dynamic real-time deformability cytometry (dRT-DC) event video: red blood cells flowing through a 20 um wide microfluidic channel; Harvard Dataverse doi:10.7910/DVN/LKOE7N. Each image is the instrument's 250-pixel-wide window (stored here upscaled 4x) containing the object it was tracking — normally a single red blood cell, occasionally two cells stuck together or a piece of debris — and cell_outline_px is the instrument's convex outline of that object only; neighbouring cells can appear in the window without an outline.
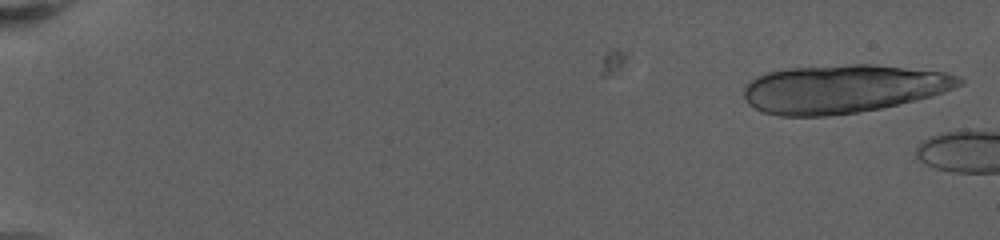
{"species": "human", "species_latin": "Homo sapiens", "temperature_condition": "warm", "stored_images_in_passage": 8, "camera_frame_rate_fps": 3000, "um_per_image_px": 0.085, "donor": {"sex": "female"}, "frame": {"image": 1, "passage_image": 8, "time_ms": 4.0, "image_size_px": [1000, 240], "cell_outline_px": [[964, 84], [944, 92], [932, 96], [916, 100], [880, 108], [856, 112], [828, 116], [780, 116], [764, 112], [748, 104], [744, 96], [744, 88], [752, 80], [768, 72], [788, 68], [852, 64], [872, 64], [944, 72], [960, 76], [964, 80]], "centroid_in_image_um": [71.69, 7.55], "position_along_channel_um": 13.3, "area_um2": 60.46}}